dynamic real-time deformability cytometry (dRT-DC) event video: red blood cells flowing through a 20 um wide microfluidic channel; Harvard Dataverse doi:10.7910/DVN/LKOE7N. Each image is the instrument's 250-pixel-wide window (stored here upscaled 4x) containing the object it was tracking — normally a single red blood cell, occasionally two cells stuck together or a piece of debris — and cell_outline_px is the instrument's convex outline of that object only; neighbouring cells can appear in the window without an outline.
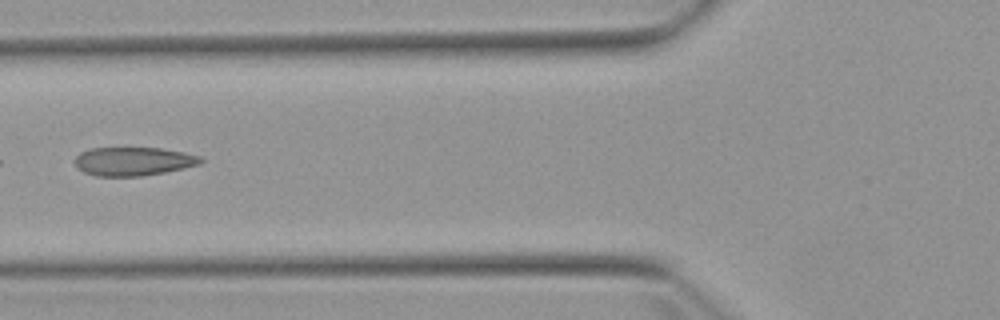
{"species": "Egyptian fruit bat (a non-hibernating species)", "species_latin": "Rousettus aegyptiacus", "temperature_condition": "warm", "stored_images_in_passage": 4, "camera_frame_rate_fps": 3000, "um_per_image_px": 0.085, "animal": {"sex": "female"}, "frame": {"image": 1, "passage_image": 3, "time_ms": 3.333, "image_size_px": [1000, 320], "cell_outline_px": [[204, 160], [200, 164], [184, 168], [164, 172], [140, 176], [96, 176], [84, 172], [76, 168], [76, 156], [80, 152], [88, 148], [160, 148], [184, 152], [200, 156]], "centroid_in_image_um": [11.33, 13.71], "position_along_channel_um": 114.5, "area_um2": 20.98}}
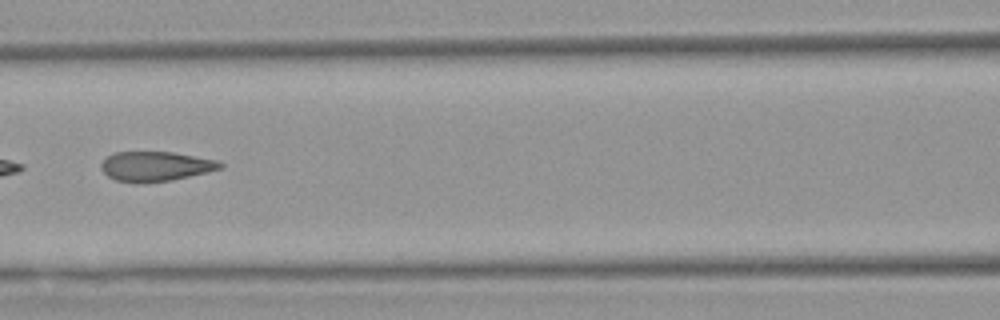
{"frame": {"image": 2, "passage_image": 4, "time_ms": 4.333, "image_size_px": [1000, 320], "cell_outline_px": [[224, 168], [208, 172], [168, 180], [116, 180], [108, 176], [100, 168], [100, 164], [108, 156], [116, 152], [172, 152], [216, 160], [224, 164]], "centroid_in_image_um": [13.26, 14.09], "position_along_channel_um": 153.3, "area_um2": 19.77}}